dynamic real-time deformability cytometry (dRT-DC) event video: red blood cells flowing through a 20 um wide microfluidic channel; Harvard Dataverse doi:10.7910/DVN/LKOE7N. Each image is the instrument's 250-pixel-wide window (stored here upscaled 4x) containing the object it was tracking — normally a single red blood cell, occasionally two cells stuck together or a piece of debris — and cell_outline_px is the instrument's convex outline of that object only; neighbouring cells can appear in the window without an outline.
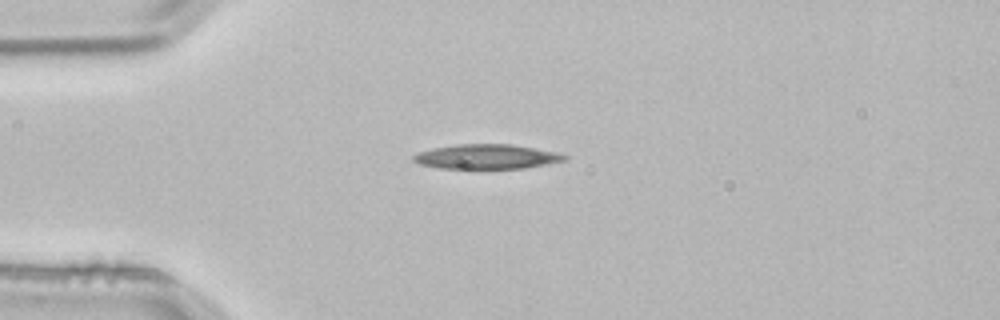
{"species": "common noctule bat (a hibernating species)", "species_latin": "Nyctalus noctula", "temperature_condition": "room temperature", "stored_images_in_passage": 3, "camera_frame_rate_fps": 3000, "um_per_image_px": 0.085, "animal": {"sex": "male", "body_mass_g": 21.5, "forearm_length_mm": 52.0}, "frame": {"image": 1, "passage_image": 3, "time_ms": 0.667, "image_size_px": [1000, 320], "cell_outline_px": [[568, 160], [548, 164], [524, 168], [440, 168], [420, 164], [412, 160], [412, 156], [420, 152], [432, 148], [456, 144], [512, 144], [556, 152], [568, 156]], "centroid_in_image_um": [41.39, 13.31], "position_along_channel_um": 43.6, "area_um2": 21.62}}